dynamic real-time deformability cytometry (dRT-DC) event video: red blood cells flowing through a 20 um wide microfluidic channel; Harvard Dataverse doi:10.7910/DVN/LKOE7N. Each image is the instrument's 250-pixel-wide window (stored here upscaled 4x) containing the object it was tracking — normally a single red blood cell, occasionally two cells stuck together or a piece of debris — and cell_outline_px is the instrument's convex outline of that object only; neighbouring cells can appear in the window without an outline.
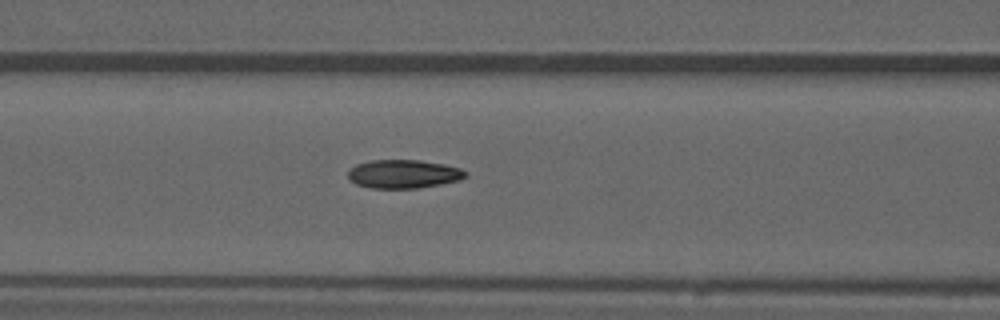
{"species": "common noctule bat (a hibernating species)", "species_latin": "Nyctalus noctula", "temperature_condition": "warm", "stored_images_in_passage": 49, "camera_frame_rate_fps": 3000, "um_per_image_px": 0.085, "animal": {"sex": "male", "forearm_length_mm": 52.5}, "frame": {"image": 1, "passage_image": 22, "time_ms": 7.0, "image_size_px": [1000, 320], "cell_outline_px": [[468, 176], [460, 180], [440, 184], [416, 188], [372, 188], [356, 184], [348, 176], [348, 172], [356, 164], [372, 160], [420, 160], [444, 164], [460, 168], [468, 172]], "centroid_in_image_um": [34.34, 14.78], "position_along_channel_um": 132.3, "area_um2": 19.48}}